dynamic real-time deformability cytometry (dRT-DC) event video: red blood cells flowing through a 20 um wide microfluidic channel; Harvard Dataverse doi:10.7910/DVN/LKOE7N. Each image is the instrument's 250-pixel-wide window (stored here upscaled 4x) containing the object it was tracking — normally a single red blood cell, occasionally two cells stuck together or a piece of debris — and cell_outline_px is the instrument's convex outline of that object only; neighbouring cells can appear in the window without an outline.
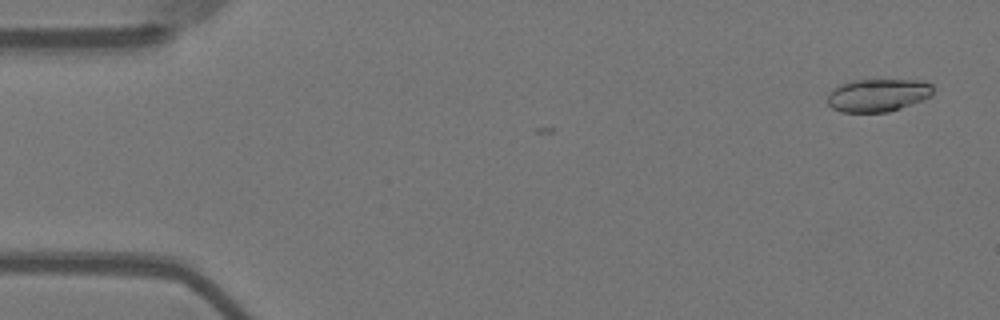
{"species": "Egyptian fruit bat (a non-hibernating species)", "species_latin": "Rousettus aegyptiacus", "temperature_condition": "warm", "stored_images_in_passage": 2, "camera_frame_rate_fps": 3000, "um_per_image_px": 0.085, "animal": {"sex": "female"}, "frame": {"image": 1, "passage_image": 2, "time_ms": 0.333, "image_size_px": [1000, 320], "cell_outline_px": [[932, 96], [900, 108], [888, 112], [840, 112], [832, 108], [828, 104], [828, 92], [832, 88], [840, 84], [852, 80], [924, 80], [932, 84]], "centroid_in_image_um": [74.6, 8.08], "position_along_channel_um": 10.4, "area_um2": 20.35}}